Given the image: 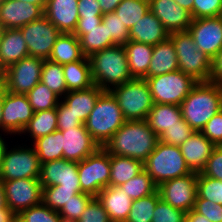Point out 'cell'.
Returning a JSON list of instances; mask_svg holds the SVG:
<instances>
[{
  "label": "cell",
  "mask_w": 222,
  "mask_h": 222,
  "mask_svg": "<svg viewBox=\"0 0 222 222\" xmlns=\"http://www.w3.org/2000/svg\"><path fill=\"white\" fill-rule=\"evenodd\" d=\"M193 210L206 216L211 222H222V204H215L197 195Z\"/></svg>",
  "instance_id": "cell-50"
},
{
  "label": "cell",
  "mask_w": 222,
  "mask_h": 222,
  "mask_svg": "<svg viewBox=\"0 0 222 222\" xmlns=\"http://www.w3.org/2000/svg\"><path fill=\"white\" fill-rule=\"evenodd\" d=\"M102 92L103 90L94 84L88 89L68 91L62 97V100L70 107V111L84 124Z\"/></svg>",
  "instance_id": "cell-27"
},
{
  "label": "cell",
  "mask_w": 222,
  "mask_h": 222,
  "mask_svg": "<svg viewBox=\"0 0 222 222\" xmlns=\"http://www.w3.org/2000/svg\"><path fill=\"white\" fill-rule=\"evenodd\" d=\"M119 187L122 188L132 200L149 196L155 193L158 188L152 177L145 170L141 171L126 183L121 184Z\"/></svg>",
  "instance_id": "cell-38"
},
{
  "label": "cell",
  "mask_w": 222,
  "mask_h": 222,
  "mask_svg": "<svg viewBox=\"0 0 222 222\" xmlns=\"http://www.w3.org/2000/svg\"><path fill=\"white\" fill-rule=\"evenodd\" d=\"M149 11V0H122L114 12L130 31Z\"/></svg>",
  "instance_id": "cell-36"
},
{
  "label": "cell",
  "mask_w": 222,
  "mask_h": 222,
  "mask_svg": "<svg viewBox=\"0 0 222 222\" xmlns=\"http://www.w3.org/2000/svg\"><path fill=\"white\" fill-rule=\"evenodd\" d=\"M201 132L215 146H222V109L206 123Z\"/></svg>",
  "instance_id": "cell-52"
},
{
  "label": "cell",
  "mask_w": 222,
  "mask_h": 222,
  "mask_svg": "<svg viewBox=\"0 0 222 222\" xmlns=\"http://www.w3.org/2000/svg\"><path fill=\"white\" fill-rule=\"evenodd\" d=\"M78 175L81 192L97 197L109 186L110 154L99 147L94 153L78 162Z\"/></svg>",
  "instance_id": "cell-9"
},
{
  "label": "cell",
  "mask_w": 222,
  "mask_h": 222,
  "mask_svg": "<svg viewBox=\"0 0 222 222\" xmlns=\"http://www.w3.org/2000/svg\"><path fill=\"white\" fill-rule=\"evenodd\" d=\"M79 18H102L103 14L97 0H78Z\"/></svg>",
  "instance_id": "cell-54"
},
{
  "label": "cell",
  "mask_w": 222,
  "mask_h": 222,
  "mask_svg": "<svg viewBox=\"0 0 222 222\" xmlns=\"http://www.w3.org/2000/svg\"><path fill=\"white\" fill-rule=\"evenodd\" d=\"M39 180L42 187L61 185V188L81 189L78 162L64 158L41 163Z\"/></svg>",
  "instance_id": "cell-17"
},
{
  "label": "cell",
  "mask_w": 222,
  "mask_h": 222,
  "mask_svg": "<svg viewBox=\"0 0 222 222\" xmlns=\"http://www.w3.org/2000/svg\"><path fill=\"white\" fill-rule=\"evenodd\" d=\"M102 24L108 31V40L114 45H124L129 41V30L115 12L103 14Z\"/></svg>",
  "instance_id": "cell-44"
},
{
  "label": "cell",
  "mask_w": 222,
  "mask_h": 222,
  "mask_svg": "<svg viewBox=\"0 0 222 222\" xmlns=\"http://www.w3.org/2000/svg\"><path fill=\"white\" fill-rule=\"evenodd\" d=\"M182 118L194 131H201L206 123L222 109V86L212 82H198L181 102Z\"/></svg>",
  "instance_id": "cell-2"
},
{
  "label": "cell",
  "mask_w": 222,
  "mask_h": 222,
  "mask_svg": "<svg viewBox=\"0 0 222 222\" xmlns=\"http://www.w3.org/2000/svg\"><path fill=\"white\" fill-rule=\"evenodd\" d=\"M197 195L215 204H222V181L198 173Z\"/></svg>",
  "instance_id": "cell-45"
},
{
  "label": "cell",
  "mask_w": 222,
  "mask_h": 222,
  "mask_svg": "<svg viewBox=\"0 0 222 222\" xmlns=\"http://www.w3.org/2000/svg\"><path fill=\"white\" fill-rule=\"evenodd\" d=\"M222 16V0H194L192 18Z\"/></svg>",
  "instance_id": "cell-48"
},
{
  "label": "cell",
  "mask_w": 222,
  "mask_h": 222,
  "mask_svg": "<svg viewBox=\"0 0 222 222\" xmlns=\"http://www.w3.org/2000/svg\"><path fill=\"white\" fill-rule=\"evenodd\" d=\"M16 222H63L58 211L43 203L22 210L16 215Z\"/></svg>",
  "instance_id": "cell-42"
},
{
  "label": "cell",
  "mask_w": 222,
  "mask_h": 222,
  "mask_svg": "<svg viewBox=\"0 0 222 222\" xmlns=\"http://www.w3.org/2000/svg\"><path fill=\"white\" fill-rule=\"evenodd\" d=\"M144 170L152 177L157 186L167 180L192 172L181 154L180 147L166 144L160 140L144 162Z\"/></svg>",
  "instance_id": "cell-5"
},
{
  "label": "cell",
  "mask_w": 222,
  "mask_h": 222,
  "mask_svg": "<svg viewBox=\"0 0 222 222\" xmlns=\"http://www.w3.org/2000/svg\"><path fill=\"white\" fill-rule=\"evenodd\" d=\"M116 98L126 121L146 120L154 102L145 79L125 82L110 90Z\"/></svg>",
  "instance_id": "cell-7"
},
{
  "label": "cell",
  "mask_w": 222,
  "mask_h": 222,
  "mask_svg": "<svg viewBox=\"0 0 222 222\" xmlns=\"http://www.w3.org/2000/svg\"><path fill=\"white\" fill-rule=\"evenodd\" d=\"M160 199V194L157 190L149 196L133 200L128 218L125 222H151L153 212Z\"/></svg>",
  "instance_id": "cell-39"
},
{
  "label": "cell",
  "mask_w": 222,
  "mask_h": 222,
  "mask_svg": "<svg viewBox=\"0 0 222 222\" xmlns=\"http://www.w3.org/2000/svg\"><path fill=\"white\" fill-rule=\"evenodd\" d=\"M18 1L26 2V3H31V4H34V5H38V6H40L43 10H45V7H46V5H47V1H48V0H18Z\"/></svg>",
  "instance_id": "cell-62"
},
{
  "label": "cell",
  "mask_w": 222,
  "mask_h": 222,
  "mask_svg": "<svg viewBox=\"0 0 222 222\" xmlns=\"http://www.w3.org/2000/svg\"><path fill=\"white\" fill-rule=\"evenodd\" d=\"M43 15L44 10L38 5L18 0H4L0 4V27L3 29H19L40 19Z\"/></svg>",
  "instance_id": "cell-19"
},
{
  "label": "cell",
  "mask_w": 222,
  "mask_h": 222,
  "mask_svg": "<svg viewBox=\"0 0 222 222\" xmlns=\"http://www.w3.org/2000/svg\"><path fill=\"white\" fill-rule=\"evenodd\" d=\"M197 172L161 183L157 190L160 198L174 208L189 212L197 198Z\"/></svg>",
  "instance_id": "cell-14"
},
{
  "label": "cell",
  "mask_w": 222,
  "mask_h": 222,
  "mask_svg": "<svg viewBox=\"0 0 222 222\" xmlns=\"http://www.w3.org/2000/svg\"><path fill=\"white\" fill-rule=\"evenodd\" d=\"M149 9L169 34L187 31L193 19L191 13L174 0H149Z\"/></svg>",
  "instance_id": "cell-20"
},
{
  "label": "cell",
  "mask_w": 222,
  "mask_h": 222,
  "mask_svg": "<svg viewBox=\"0 0 222 222\" xmlns=\"http://www.w3.org/2000/svg\"><path fill=\"white\" fill-rule=\"evenodd\" d=\"M34 147L41 163L63 158L62 132L54 131L33 141Z\"/></svg>",
  "instance_id": "cell-35"
},
{
  "label": "cell",
  "mask_w": 222,
  "mask_h": 222,
  "mask_svg": "<svg viewBox=\"0 0 222 222\" xmlns=\"http://www.w3.org/2000/svg\"><path fill=\"white\" fill-rule=\"evenodd\" d=\"M129 65L130 74L133 78L143 79L152 60L153 45L134 42L129 40L123 45Z\"/></svg>",
  "instance_id": "cell-28"
},
{
  "label": "cell",
  "mask_w": 222,
  "mask_h": 222,
  "mask_svg": "<svg viewBox=\"0 0 222 222\" xmlns=\"http://www.w3.org/2000/svg\"><path fill=\"white\" fill-rule=\"evenodd\" d=\"M44 16L61 33H74L79 20L78 0H48Z\"/></svg>",
  "instance_id": "cell-21"
},
{
  "label": "cell",
  "mask_w": 222,
  "mask_h": 222,
  "mask_svg": "<svg viewBox=\"0 0 222 222\" xmlns=\"http://www.w3.org/2000/svg\"><path fill=\"white\" fill-rule=\"evenodd\" d=\"M194 132L190 125L182 119L179 121V125L166 128L159 140L166 144L180 147Z\"/></svg>",
  "instance_id": "cell-46"
},
{
  "label": "cell",
  "mask_w": 222,
  "mask_h": 222,
  "mask_svg": "<svg viewBox=\"0 0 222 222\" xmlns=\"http://www.w3.org/2000/svg\"><path fill=\"white\" fill-rule=\"evenodd\" d=\"M34 115V110L26 94L12 93L3 87V131L10 135H20Z\"/></svg>",
  "instance_id": "cell-15"
},
{
  "label": "cell",
  "mask_w": 222,
  "mask_h": 222,
  "mask_svg": "<svg viewBox=\"0 0 222 222\" xmlns=\"http://www.w3.org/2000/svg\"><path fill=\"white\" fill-rule=\"evenodd\" d=\"M144 170V163L124 156L110 154L109 186H120Z\"/></svg>",
  "instance_id": "cell-33"
},
{
  "label": "cell",
  "mask_w": 222,
  "mask_h": 222,
  "mask_svg": "<svg viewBox=\"0 0 222 222\" xmlns=\"http://www.w3.org/2000/svg\"><path fill=\"white\" fill-rule=\"evenodd\" d=\"M209 82L222 86V49L212 59Z\"/></svg>",
  "instance_id": "cell-55"
},
{
  "label": "cell",
  "mask_w": 222,
  "mask_h": 222,
  "mask_svg": "<svg viewBox=\"0 0 222 222\" xmlns=\"http://www.w3.org/2000/svg\"><path fill=\"white\" fill-rule=\"evenodd\" d=\"M94 197L86 193H78L72 196L64 206L58 211L63 222H77L85 210L86 206Z\"/></svg>",
  "instance_id": "cell-43"
},
{
  "label": "cell",
  "mask_w": 222,
  "mask_h": 222,
  "mask_svg": "<svg viewBox=\"0 0 222 222\" xmlns=\"http://www.w3.org/2000/svg\"><path fill=\"white\" fill-rule=\"evenodd\" d=\"M34 112L56 108L61 98L46 85L39 82L26 94Z\"/></svg>",
  "instance_id": "cell-40"
},
{
  "label": "cell",
  "mask_w": 222,
  "mask_h": 222,
  "mask_svg": "<svg viewBox=\"0 0 222 222\" xmlns=\"http://www.w3.org/2000/svg\"><path fill=\"white\" fill-rule=\"evenodd\" d=\"M0 222H16V214L6 207L0 210Z\"/></svg>",
  "instance_id": "cell-59"
},
{
  "label": "cell",
  "mask_w": 222,
  "mask_h": 222,
  "mask_svg": "<svg viewBox=\"0 0 222 222\" xmlns=\"http://www.w3.org/2000/svg\"><path fill=\"white\" fill-rule=\"evenodd\" d=\"M6 207L7 205L4 194L3 180L0 178V210L5 209Z\"/></svg>",
  "instance_id": "cell-61"
},
{
  "label": "cell",
  "mask_w": 222,
  "mask_h": 222,
  "mask_svg": "<svg viewBox=\"0 0 222 222\" xmlns=\"http://www.w3.org/2000/svg\"><path fill=\"white\" fill-rule=\"evenodd\" d=\"M8 147L0 164V178L2 180L40 177L41 162L34 147L15 145L10 150Z\"/></svg>",
  "instance_id": "cell-10"
},
{
  "label": "cell",
  "mask_w": 222,
  "mask_h": 222,
  "mask_svg": "<svg viewBox=\"0 0 222 222\" xmlns=\"http://www.w3.org/2000/svg\"><path fill=\"white\" fill-rule=\"evenodd\" d=\"M179 70L174 43L170 38L153 46L152 60L145 77H152Z\"/></svg>",
  "instance_id": "cell-26"
},
{
  "label": "cell",
  "mask_w": 222,
  "mask_h": 222,
  "mask_svg": "<svg viewBox=\"0 0 222 222\" xmlns=\"http://www.w3.org/2000/svg\"><path fill=\"white\" fill-rule=\"evenodd\" d=\"M215 145L201 132L195 131L181 146V154L192 172L200 173Z\"/></svg>",
  "instance_id": "cell-22"
},
{
  "label": "cell",
  "mask_w": 222,
  "mask_h": 222,
  "mask_svg": "<svg viewBox=\"0 0 222 222\" xmlns=\"http://www.w3.org/2000/svg\"><path fill=\"white\" fill-rule=\"evenodd\" d=\"M29 56L26 41L20 29H3L0 39V67L9 66Z\"/></svg>",
  "instance_id": "cell-25"
},
{
  "label": "cell",
  "mask_w": 222,
  "mask_h": 222,
  "mask_svg": "<svg viewBox=\"0 0 222 222\" xmlns=\"http://www.w3.org/2000/svg\"><path fill=\"white\" fill-rule=\"evenodd\" d=\"M40 82L46 85L61 99L68 93L63 68L59 63L52 62L48 59L44 60Z\"/></svg>",
  "instance_id": "cell-37"
},
{
  "label": "cell",
  "mask_w": 222,
  "mask_h": 222,
  "mask_svg": "<svg viewBox=\"0 0 222 222\" xmlns=\"http://www.w3.org/2000/svg\"><path fill=\"white\" fill-rule=\"evenodd\" d=\"M80 41L82 53L85 57H90L95 52L114 46L108 40V31L101 22L97 27L75 29L73 33Z\"/></svg>",
  "instance_id": "cell-30"
},
{
  "label": "cell",
  "mask_w": 222,
  "mask_h": 222,
  "mask_svg": "<svg viewBox=\"0 0 222 222\" xmlns=\"http://www.w3.org/2000/svg\"><path fill=\"white\" fill-rule=\"evenodd\" d=\"M169 38V32L161 21L149 11L129 31V40L156 45Z\"/></svg>",
  "instance_id": "cell-24"
},
{
  "label": "cell",
  "mask_w": 222,
  "mask_h": 222,
  "mask_svg": "<svg viewBox=\"0 0 222 222\" xmlns=\"http://www.w3.org/2000/svg\"><path fill=\"white\" fill-rule=\"evenodd\" d=\"M125 122L116 98L110 91H103L84 125L91 137L103 147Z\"/></svg>",
  "instance_id": "cell-4"
},
{
  "label": "cell",
  "mask_w": 222,
  "mask_h": 222,
  "mask_svg": "<svg viewBox=\"0 0 222 222\" xmlns=\"http://www.w3.org/2000/svg\"><path fill=\"white\" fill-rule=\"evenodd\" d=\"M56 110L58 130H66L83 125L79 118L70 111V107L62 99L57 104Z\"/></svg>",
  "instance_id": "cell-51"
},
{
  "label": "cell",
  "mask_w": 222,
  "mask_h": 222,
  "mask_svg": "<svg viewBox=\"0 0 222 222\" xmlns=\"http://www.w3.org/2000/svg\"><path fill=\"white\" fill-rule=\"evenodd\" d=\"M59 131L62 132V149L65 160L80 162L100 147L84 124Z\"/></svg>",
  "instance_id": "cell-18"
},
{
  "label": "cell",
  "mask_w": 222,
  "mask_h": 222,
  "mask_svg": "<svg viewBox=\"0 0 222 222\" xmlns=\"http://www.w3.org/2000/svg\"><path fill=\"white\" fill-rule=\"evenodd\" d=\"M100 4L102 14L114 12L122 0H97Z\"/></svg>",
  "instance_id": "cell-56"
},
{
  "label": "cell",
  "mask_w": 222,
  "mask_h": 222,
  "mask_svg": "<svg viewBox=\"0 0 222 222\" xmlns=\"http://www.w3.org/2000/svg\"><path fill=\"white\" fill-rule=\"evenodd\" d=\"M4 70L0 67V86L3 84Z\"/></svg>",
  "instance_id": "cell-65"
},
{
  "label": "cell",
  "mask_w": 222,
  "mask_h": 222,
  "mask_svg": "<svg viewBox=\"0 0 222 222\" xmlns=\"http://www.w3.org/2000/svg\"><path fill=\"white\" fill-rule=\"evenodd\" d=\"M43 62L44 59L30 55L15 62L4 70L2 86L12 93L27 94L40 82Z\"/></svg>",
  "instance_id": "cell-11"
},
{
  "label": "cell",
  "mask_w": 222,
  "mask_h": 222,
  "mask_svg": "<svg viewBox=\"0 0 222 222\" xmlns=\"http://www.w3.org/2000/svg\"><path fill=\"white\" fill-rule=\"evenodd\" d=\"M143 79L149 85L154 103L178 106L198 83L181 70Z\"/></svg>",
  "instance_id": "cell-8"
},
{
  "label": "cell",
  "mask_w": 222,
  "mask_h": 222,
  "mask_svg": "<svg viewBox=\"0 0 222 222\" xmlns=\"http://www.w3.org/2000/svg\"><path fill=\"white\" fill-rule=\"evenodd\" d=\"M56 130H58L57 110L56 108H52L49 110L34 112L33 117L24 127L21 134H29L28 136L32 138L33 142L37 138L46 136Z\"/></svg>",
  "instance_id": "cell-34"
},
{
  "label": "cell",
  "mask_w": 222,
  "mask_h": 222,
  "mask_svg": "<svg viewBox=\"0 0 222 222\" xmlns=\"http://www.w3.org/2000/svg\"><path fill=\"white\" fill-rule=\"evenodd\" d=\"M77 222H111L101 202L94 197Z\"/></svg>",
  "instance_id": "cell-49"
},
{
  "label": "cell",
  "mask_w": 222,
  "mask_h": 222,
  "mask_svg": "<svg viewBox=\"0 0 222 222\" xmlns=\"http://www.w3.org/2000/svg\"><path fill=\"white\" fill-rule=\"evenodd\" d=\"M186 212L162 199L157 202L151 222H185Z\"/></svg>",
  "instance_id": "cell-47"
},
{
  "label": "cell",
  "mask_w": 222,
  "mask_h": 222,
  "mask_svg": "<svg viewBox=\"0 0 222 222\" xmlns=\"http://www.w3.org/2000/svg\"><path fill=\"white\" fill-rule=\"evenodd\" d=\"M2 33H3V28L0 27V39H1Z\"/></svg>",
  "instance_id": "cell-66"
},
{
  "label": "cell",
  "mask_w": 222,
  "mask_h": 222,
  "mask_svg": "<svg viewBox=\"0 0 222 222\" xmlns=\"http://www.w3.org/2000/svg\"><path fill=\"white\" fill-rule=\"evenodd\" d=\"M4 140L5 139L2 137V134H1L0 135V164H1V160L4 156V152L8 146Z\"/></svg>",
  "instance_id": "cell-64"
},
{
  "label": "cell",
  "mask_w": 222,
  "mask_h": 222,
  "mask_svg": "<svg viewBox=\"0 0 222 222\" xmlns=\"http://www.w3.org/2000/svg\"><path fill=\"white\" fill-rule=\"evenodd\" d=\"M93 83L103 91L133 80L123 45H114L89 57Z\"/></svg>",
  "instance_id": "cell-3"
},
{
  "label": "cell",
  "mask_w": 222,
  "mask_h": 222,
  "mask_svg": "<svg viewBox=\"0 0 222 222\" xmlns=\"http://www.w3.org/2000/svg\"><path fill=\"white\" fill-rule=\"evenodd\" d=\"M97 199L103 205L111 222H125L128 218L133 200L119 186L102 189Z\"/></svg>",
  "instance_id": "cell-23"
},
{
  "label": "cell",
  "mask_w": 222,
  "mask_h": 222,
  "mask_svg": "<svg viewBox=\"0 0 222 222\" xmlns=\"http://www.w3.org/2000/svg\"><path fill=\"white\" fill-rule=\"evenodd\" d=\"M3 187L6 205L16 215L42 203V184L39 178L3 180Z\"/></svg>",
  "instance_id": "cell-12"
},
{
  "label": "cell",
  "mask_w": 222,
  "mask_h": 222,
  "mask_svg": "<svg viewBox=\"0 0 222 222\" xmlns=\"http://www.w3.org/2000/svg\"><path fill=\"white\" fill-rule=\"evenodd\" d=\"M102 22V18H79L76 29L97 27Z\"/></svg>",
  "instance_id": "cell-57"
},
{
  "label": "cell",
  "mask_w": 222,
  "mask_h": 222,
  "mask_svg": "<svg viewBox=\"0 0 222 222\" xmlns=\"http://www.w3.org/2000/svg\"><path fill=\"white\" fill-rule=\"evenodd\" d=\"M175 46L179 70L197 82H209L212 60L199 48L189 31L169 34Z\"/></svg>",
  "instance_id": "cell-6"
},
{
  "label": "cell",
  "mask_w": 222,
  "mask_h": 222,
  "mask_svg": "<svg viewBox=\"0 0 222 222\" xmlns=\"http://www.w3.org/2000/svg\"><path fill=\"white\" fill-rule=\"evenodd\" d=\"M2 110H3V86L1 85L0 86V131L1 132H3Z\"/></svg>",
  "instance_id": "cell-63"
},
{
  "label": "cell",
  "mask_w": 222,
  "mask_h": 222,
  "mask_svg": "<svg viewBox=\"0 0 222 222\" xmlns=\"http://www.w3.org/2000/svg\"><path fill=\"white\" fill-rule=\"evenodd\" d=\"M19 29L26 41L29 55L44 60L49 59L61 32L44 15Z\"/></svg>",
  "instance_id": "cell-13"
},
{
  "label": "cell",
  "mask_w": 222,
  "mask_h": 222,
  "mask_svg": "<svg viewBox=\"0 0 222 222\" xmlns=\"http://www.w3.org/2000/svg\"><path fill=\"white\" fill-rule=\"evenodd\" d=\"M201 173L222 181V146H215Z\"/></svg>",
  "instance_id": "cell-53"
},
{
  "label": "cell",
  "mask_w": 222,
  "mask_h": 222,
  "mask_svg": "<svg viewBox=\"0 0 222 222\" xmlns=\"http://www.w3.org/2000/svg\"><path fill=\"white\" fill-rule=\"evenodd\" d=\"M83 57L79 39L73 33H61L48 60L64 65L81 60Z\"/></svg>",
  "instance_id": "cell-32"
},
{
  "label": "cell",
  "mask_w": 222,
  "mask_h": 222,
  "mask_svg": "<svg viewBox=\"0 0 222 222\" xmlns=\"http://www.w3.org/2000/svg\"><path fill=\"white\" fill-rule=\"evenodd\" d=\"M177 4H179L181 7H183L185 10L191 13L192 16V10H193V2L194 0H174Z\"/></svg>",
  "instance_id": "cell-60"
},
{
  "label": "cell",
  "mask_w": 222,
  "mask_h": 222,
  "mask_svg": "<svg viewBox=\"0 0 222 222\" xmlns=\"http://www.w3.org/2000/svg\"><path fill=\"white\" fill-rule=\"evenodd\" d=\"M68 91L84 90L94 85L88 57L62 65Z\"/></svg>",
  "instance_id": "cell-31"
},
{
  "label": "cell",
  "mask_w": 222,
  "mask_h": 222,
  "mask_svg": "<svg viewBox=\"0 0 222 222\" xmlns=\"http://www.w3.org/2000/svg\"><path fill=\"white\" fill-rule=\"evenodd\" d=\"M185 222H211L206 216L195 212L191 209L186 212Z\"/></svg>",
  "instance_id": "cell-58"
},
{
  "label": "cell",
  "mask_w": 222,
  "mask_h": 222,
  "mask_svg": "<svg viewBox=\"0 0 222 222\" xmlns=\"http://www.w3.org/2000/svg\"><path fill=\"white\" fill-rule=\"evenodd\" d=\"M188 31L211 60L222 49V16L192 19Z\"/></svg>",
  "instance_id": "cell-16"
},
{
  "label": "cell",
  "mask_w": 222,
  "mask_h": 222,
  "mask_svg": "<svg viewBox=\"0 0 222 222\" xmlns=\"http://www.w3.org/2000/svg\"><path fill=\"white\" fill-rule=\"evenodd\" d=\"M182 119L180 106L154 103L152 109L148 113L146 121L159 138L166 128L179 125V121Z\"/></svg>",
  "instance_id": "cell-29"
},
{
  "label": "cell",
  "mask_w": 222,
  "mask_h": 222,
  "mask_svg": "<svg viewBox=\"0 0 222 222\" xmlns=\"http://www.w3.org/2000/svg\"><path fill=\"white\" fill-rule=\"evenodd\" d=\"M158 140L146 120L126 121L103 148L109 154L130 157L144 163L154 151Z\"/></svg>",
  "instance_id": "cell-1"
},
{
  "label": "cell",
  "mask_w": 222,
  "mask_h": 222,
  "mask_svg": "<svg viewBox=\"0 0 222 222\" xmlns=\"http://www.w3.org/2000/svg\"><path fill=\"white\" fill-rule=\"evenodd\" d=\"M78 193H81V189L61 188V185L42 187V203L52 210L59 211Z\"/></svg>",
  "instance_id": "cell-41"
}]
</instances>
